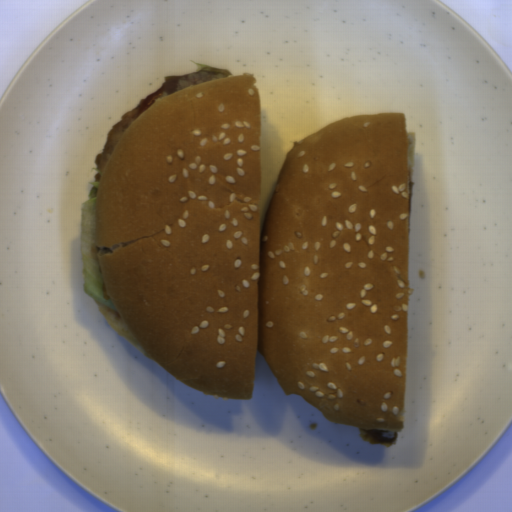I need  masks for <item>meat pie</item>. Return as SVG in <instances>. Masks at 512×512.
I'll return each mask as SVG.
<instances>
[{
	"label": "meat pie",
	"mask_w": 512,
	"mask_h": 512,
	"mask_svg": "<svg viewBox=\"0 0 512 512\" xmlns=\"http://www.w3.org/2000/svg\"><path fill=\"white\" fill-rule=\"evenodd\" d=\"M228 76L224 73L209 70H196L179 75H163L164 81L158 90H154L145 98H140L139 104L121 117V121L112 124L111 130L108 132L106 143L101 153L96 154L93 163L96 167V174L93 179L99 178L111 152L120 140L128 125L141 115L159 98L186 89L188 87L203 83L205 81Z\"/></svg>",
	"instance_id": "obj_1"
},
{
	"label": "meat pie",
	"mask_w": 512,
	"mask_h": 512,
	"mask_svg": "<svg viewBox=\"0 0 512 512\" xmlns=\"http://www.w3.org/2000/svg\"><path fill=\"white\" fill-rule=\"evenodd\" d=\"M360 435L363 442L369 444H382L391 447L398 439V432H388L377 429H361Z\"/></svg>",
	"instance_id": "obj_2"
}]
</instances>
